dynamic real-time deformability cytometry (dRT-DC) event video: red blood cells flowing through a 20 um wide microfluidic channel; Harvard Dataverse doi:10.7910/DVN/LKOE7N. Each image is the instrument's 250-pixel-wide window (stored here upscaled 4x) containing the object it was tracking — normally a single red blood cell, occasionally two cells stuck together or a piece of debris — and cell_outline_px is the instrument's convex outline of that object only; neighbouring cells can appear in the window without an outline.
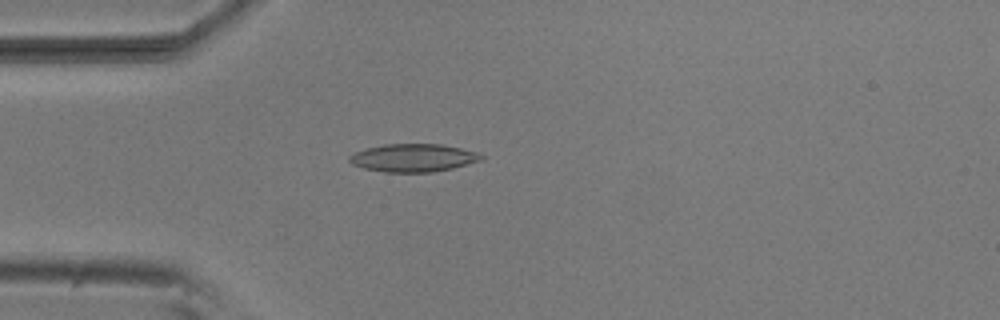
{"species": "common noctule bat (a hibernating species)", "species_latin": "Nyctalus noctula", "temperature_condition": "room temperature", "stored_images_in_passage": 46, "camera_frame_rate_fps": 3000, "um_per_image_px": 0.085, "animal": {"sex": "male", "body_mass_g": 20.5, "forearm_length_mm": 52.5}, "frame": {"image": 1, "passage_image": 8, "time_ms": 2.333, "image_size_px": [1000, 320], "cell_outline_px": [[484, 156], [480, 160], [452, 168], [432, 172], [384, 172], [364, 168], [352, 164], [348, 160], [348, 156], [364, 148], [384, 144], [444, 144], [476, 152]], "centroid_in_image_um": [35.08, 13.41], "position_along_channel_um": 49.9, "area_um2": 21.39}}
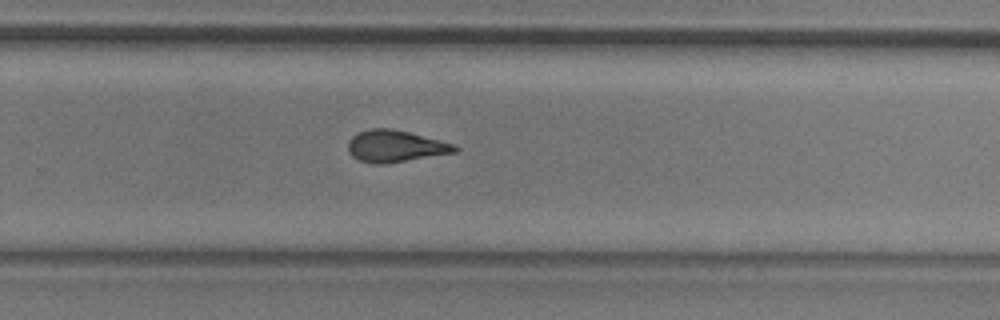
{"frame": {"image": 2, "passage_image": 28, "time_ms": 9.0, "image_size_px": [1000, 320], "cell_outline_px": [[460, 148], [456, 152], [388, 164], [372, 164], [360, 160], [352, 156], [348, 152], [348, 140], [352, 136], [360, 132], [372, 128], [392, 128], [440, 140], [452, 144]], "centroid_in_image_um": [33.58, 12.44], "position_along_channel_um": 296.2, "area_um2": 19.83}}
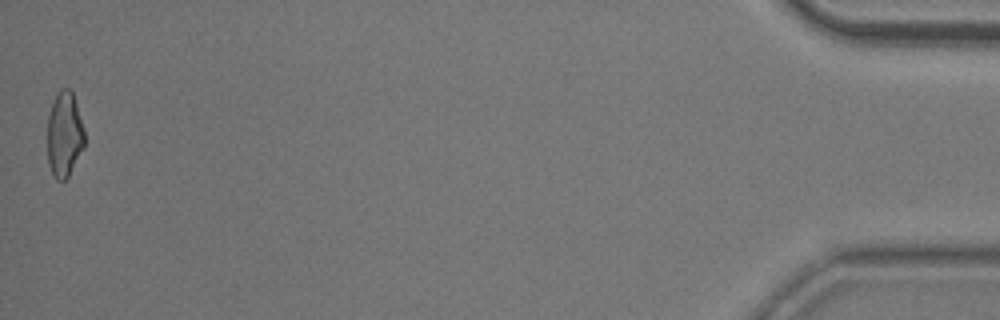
{"frame": {"image": 3, "passage_image": 46, "time_ms": 15.0, "image_size_px": [1000, 320], "cell_outline_px": [[84, 148], [68, 176], [64, 180], [56, 180], [48, 164], [48, 116], [52, 104], [60, 88], [68, 88], [72, 92], [84, 128]], "centroid_in_image_um": [5.48, 11.44], "position_along_channel_um": 429.7, "area_um2": 18.26}, "authors_computed_cell_mechanics": {"area_um2": 19.7676, "velocity_mm_per_s": 3.841, "shape_relaxation_time_tau1_ms": 3.6333, "shape_relaxation_time_tau2_ms": 2.5246, "deformation_change_tau1": 0.156, "deformation_change_tau2": 0.1122}}